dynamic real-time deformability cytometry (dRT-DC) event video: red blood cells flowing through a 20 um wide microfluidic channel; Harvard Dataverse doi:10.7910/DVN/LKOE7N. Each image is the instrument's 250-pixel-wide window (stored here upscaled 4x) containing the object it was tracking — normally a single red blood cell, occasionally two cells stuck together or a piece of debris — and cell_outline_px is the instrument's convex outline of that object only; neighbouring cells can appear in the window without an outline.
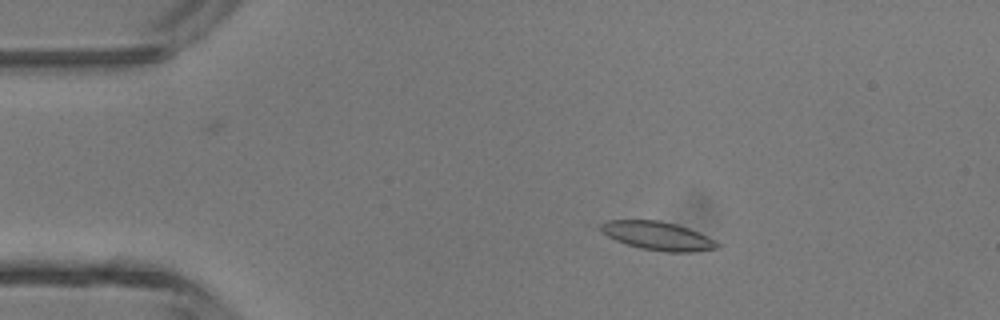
{"species": "common noctule bat (a hibernating species)", "species_latin": "Nyctalus noctula", "temperature_condition": "room temperature", "stored_images_in_passage": 4, "camera_frame_rate_fps": 3000, "um_per_image_px": 0.085, "animal": {"sex": "male", "body_mass_g": 13.3}, "frame": {"image": 1, "passage_image": 2, "time_ms": 0.333, "image_size_px": [1000, 320], "cell_outline_px": [[720, 244], [716, 248], [692, 252], [664, 252], [640, 248], [616, 240], [608, 236], [600, 228], [600, 224], [608, 220], [660, 220], [676, 224], [688, 228], [716, 240]], "centroid_in_image_um": [55.92, 20.04], "position_along_channel_um": 29.1, "area_um2": 19.19}}
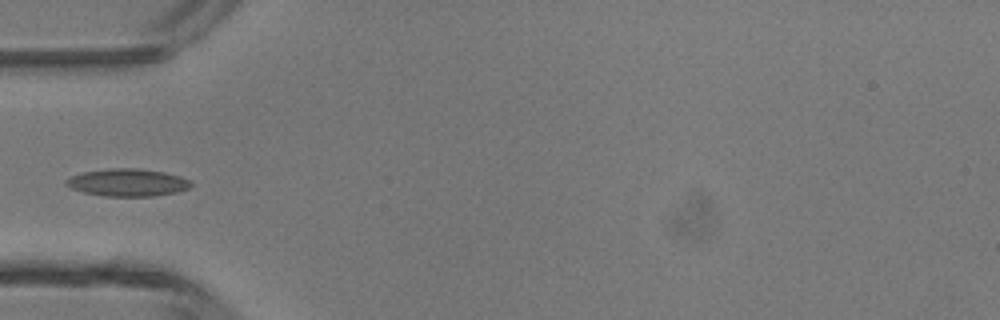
{"frame": {"image": 2, "passage_image": 4, "time_ms": 1.0, "image_size_px": [1000, 320], "cell_outline_px": [[192, 184], [188, 188], [176, 192], [152, 196], [104, 196], [84, 192], [72, 188], [64, 184], [64, 180], [72, 176], [84, 172], [108, 168], [136, 168], [164, 172], [180, 176], [192, 180]], "centroid_in_image_um": [10.85, 15.51], "position_along_channel_um": 74.2, "area_um2": 19.94}}